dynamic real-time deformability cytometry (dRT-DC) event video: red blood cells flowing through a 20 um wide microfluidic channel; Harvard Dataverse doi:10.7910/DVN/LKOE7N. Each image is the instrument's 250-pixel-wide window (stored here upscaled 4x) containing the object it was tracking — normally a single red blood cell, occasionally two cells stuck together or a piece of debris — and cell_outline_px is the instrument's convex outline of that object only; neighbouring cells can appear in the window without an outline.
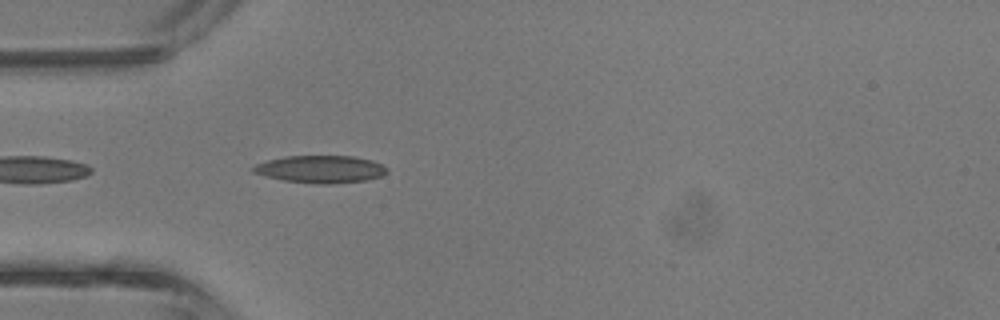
{"species": "common noctule bat (a hibernating species)", "species_latin": "Nyctalus noctula", "temperature_condition": "room temperature", "stored_images_in_passage": 20, "camera_frame_rate_fps": 3000, "um_per_image_px": 0.085, "animal": {"sex": "male", "body_mass_g": 13.3}, "frame": {"image": 1, "passage_image": 3, "time_ms": 0.667, "image_size_px": [1000, 320], "cell_outline_px": [[388, 172], [380, 176], [368, 180], [332, 184], [316, 184], [284, 180], [252, 172], [252, 168], [256, 164], [268, 160], [284, 156], [352, 156], [372, 160], [388, 168]], "centroid_in_image_um": [27.28, 14.38], "position_along_channel_um": 57.7, "area_um2": 21.33}}
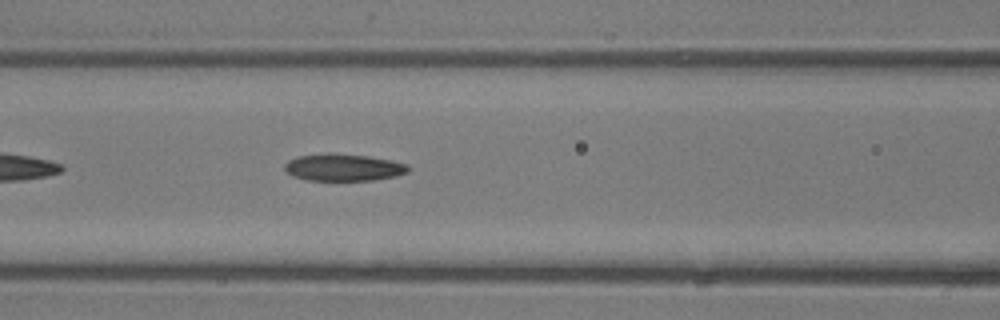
{"frame": {"image": 2, "passage_image": 8, "time_ms": 2.333, "image_size_px": [1000, 320], "cell_outline_px": [[408, 172], [396, 176], [372, 180], [308, 180], [292, 176], [284, 168], [284, 164], [288, 160], [300, 156], [328, 152], [332, 152], [368, 156], [392, 160], [408, 164]], "centroid_in_image_um": [29.19, 14.21], "position_along_channel_um": 137.4, "area_um2": 19.59}}
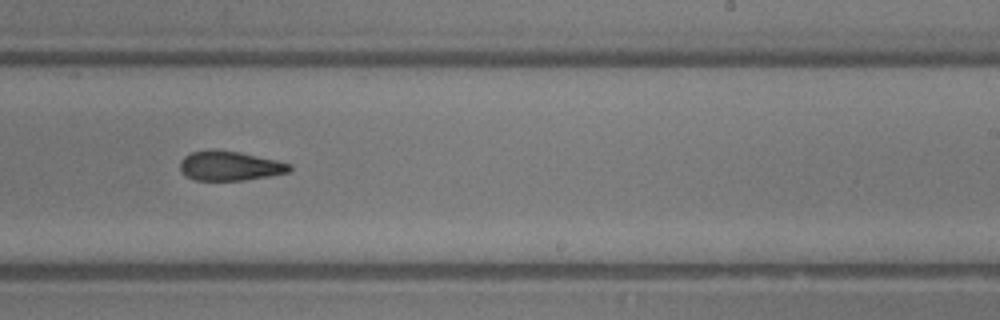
{"frame": {"image": 3, "passage_image": 16, "time_ms": 5.0, "image_size_px": [1000, 320], "cell_outline_px": [[292, 168], [288, 172], [268, 176], [244, 180], [196, 180], [184, 176], [180, 168], [180, 160], [184, 156], [192, 152], [240, 152], [276, 160], [292, 164]], "centroid_in_image_um": [19.55, 14.13], "position_along_channel_um": 269.5, "area_um2": 18.26}}